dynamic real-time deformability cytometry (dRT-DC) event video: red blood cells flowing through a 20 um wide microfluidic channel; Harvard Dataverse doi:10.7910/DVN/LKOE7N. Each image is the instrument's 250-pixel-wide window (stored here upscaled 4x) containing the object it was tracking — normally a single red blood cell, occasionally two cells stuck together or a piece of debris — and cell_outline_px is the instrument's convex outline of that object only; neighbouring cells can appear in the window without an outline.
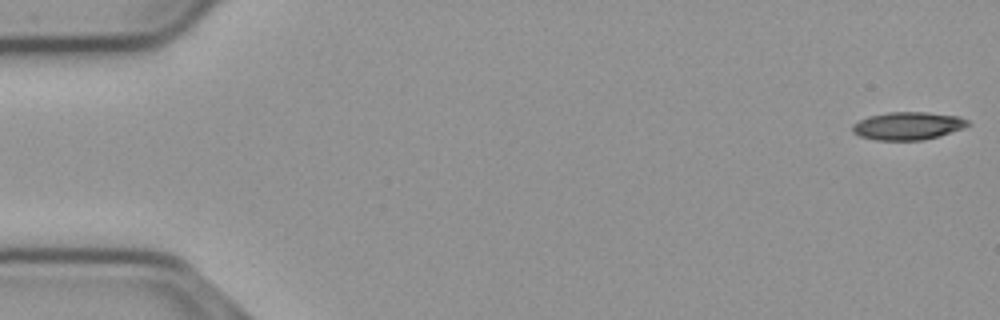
{"species": "common noctule bat (a hibernating species)", "species_latin": "Nyctalus noctula", "temperature_condition": "cold", "stored_images_in_passage": 56, "camera_frame_rate_fps": 3000, "um_per_image_px": 0.085, "animal": {"sex": "male", "body_mass_g": 23.1, "forearm_length_mm": 52.7}, "frame": {"image": 1, "passage_image": 1, "time_ms": 0.0, "image_size_px": [1000, 320], "cell_outline_px": [[972, 124], [936, 136], [920, 140], [876, 140], [860, 136], [852, 132], [852, 124], [868, 116], [888, 112], [924, 112], [960, 116], [968, 120]], "centroid_in_image_um": [77.12, 10.68], "position_along_channel_um": 7.9, "area_um2": 18.5}}
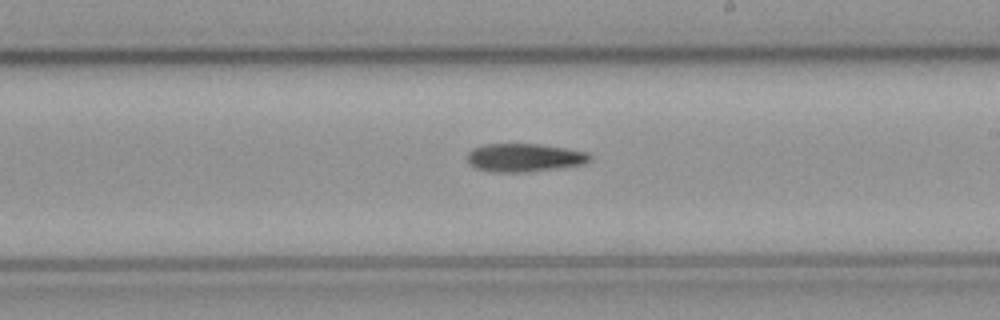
{"frame": {"image": 2, "passage_image": 32, "time_ms": 10.333, "image_size_px": [1000, 320], "cell_outline_px": [[592, 156], [588, 160], [580, 164], [520, 172], [492, 172], [476, 168], [468, 160], [468, 152], [472, 148], [484, 144], [536, 144], [564, 148], [588, 152]], "centroid_in_image_um": [44.5, 13.38], "position_along_channel_um": 244.5, "area_um2": 19.59}}
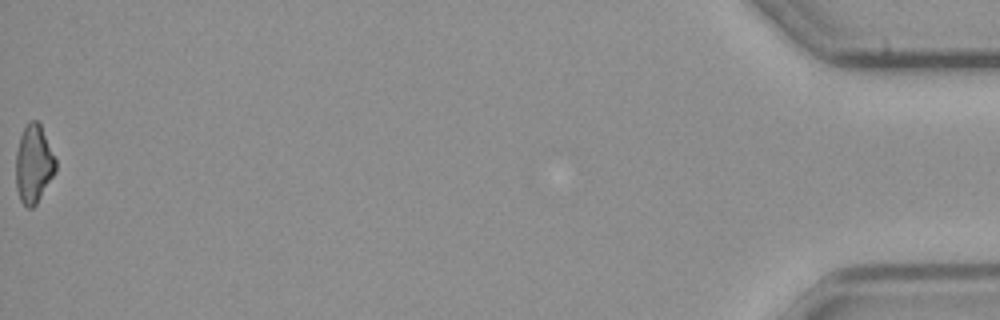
{"frame": {"image": 3, "passage_image": 56, "time_ms": 18.333, "image_size_px": [1000, 320], "cell_outline_px": [[56, 172], [36, 204], [32, 208], [28, 208], [20, 200], [16, 188], [16, 152], [20, 136], [24, 128], [32, 120], [36, 120], [40, 124], [56, 160]], "centroid_in_image_um": [2.86, 13.97], "position_along_channel_um": 432.3, "area_um2": 17.98}}